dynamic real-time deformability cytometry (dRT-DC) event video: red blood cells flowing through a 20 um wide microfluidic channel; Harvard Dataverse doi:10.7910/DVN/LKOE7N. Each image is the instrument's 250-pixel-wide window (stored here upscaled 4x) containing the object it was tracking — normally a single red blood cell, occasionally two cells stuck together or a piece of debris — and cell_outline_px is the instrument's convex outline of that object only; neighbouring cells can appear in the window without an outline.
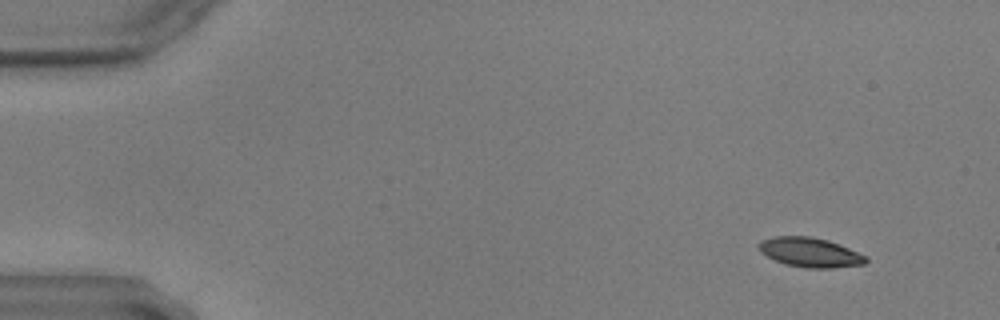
{"species": "common noctule bat (a hibernating species)", "species_latin": "Nyctalus noctula", "temperature_condition": "warm", "stored_images_in_passage": 58, "camera_frame_rate_fps": 3000, "um_per_image_px": 0.085, "animal": {"sex": "male", "body_mass_g": 17.9, "forearm_length_mm": 54.2}, "frame": {"image": 1, "passage_image": 4, "time_ms": 1.0, "image_size_px": [1000, 320], "cell_outline_px": [[868, 260], [864, 264], [832, 268], [804, 268], [784, 264], [760, 252], [756, 244], [760, 240], [772, 236], [812, 236], [828, 240], [868, 256]], "centroid_in_image_um": [68.83, 21.44], "position_along_channel_um": 16.2, "area_um2": 18.61}}
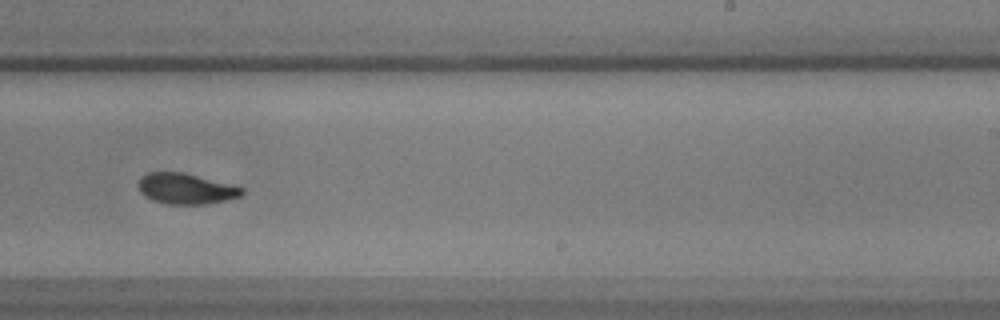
{"frame": {"image": 2, "passage_image": 36, "time_ms": 11.667, "image_size_px": [1000, 320], "cell_outline_px": [[244, 192], [240, 196], [208, 204], [168, 204], [152, 200], [144, 196], [140, 192], [140, 180], [148, 172], [184, 172], [236, 184], [244, 188]], "centroid_in_image_um": [15.87, 16.03], "position_along_channel_um": 273.1, "area_um2": 18.67}}
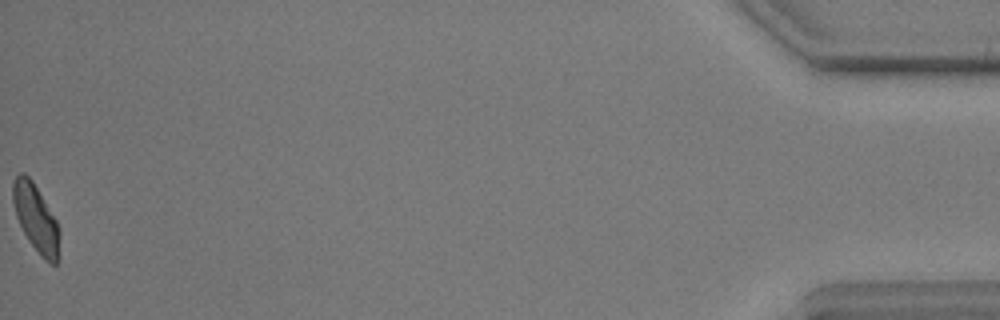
{"frame": {"image": 3, "passage_image": 58, "time_ms": 19.0, "image_size_px": [1000, 320], "cell_outline_px": [[60, 260], [56, 264], [52, 264], [44, 260], [40, 256], [28, 240], [16, 216], [12, 200], [12, 180], [20, 172], [24, 172], [32, 180], [56, 220], [60, 228]], "centroid_in_image_um": [3.07, 18.59], "position_along_channel_um": 432.1, "area_um2": 18.61}}